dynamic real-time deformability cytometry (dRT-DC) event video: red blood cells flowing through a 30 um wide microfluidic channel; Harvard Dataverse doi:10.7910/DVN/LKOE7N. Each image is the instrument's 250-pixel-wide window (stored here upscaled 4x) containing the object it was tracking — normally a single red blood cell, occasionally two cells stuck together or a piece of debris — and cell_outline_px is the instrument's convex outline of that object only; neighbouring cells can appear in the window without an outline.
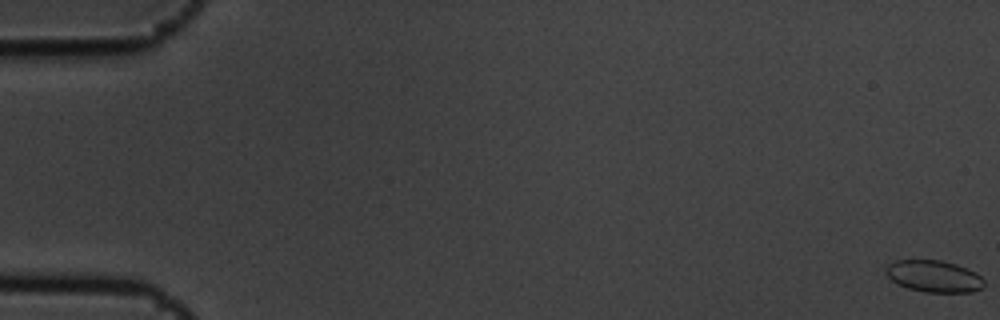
{"species": "common noctule bat (a hibernating species)", "species_latin": "Nyctalus noctula", "temperature_condition": "cold", "stored_images_in_passage": 6, "camera_frame_rate_fps": 3000, "um_per_image_px": 0.085, "animal": {"sex": "male", "body_mass_g": 19.5, "forearm_length_mm": 54.6}, "frame": {"image": 1, "passage_image": 1, "time_ms": 0.0, "image_size_px": [1000, 320], "cell_outline_px": [[984, 284], [980, 288], [972, 292], [924, 292], [908, 288], [896, 284], [884, 272], [884, 268], [888, 264], [896, 260], [940, 260], [956, 264], [976, 272], [984, 280]], "centroid_in_image_um": [79.35, 23.48], "position_along_channel_um": 5.7, "area_um2": 18.26}}
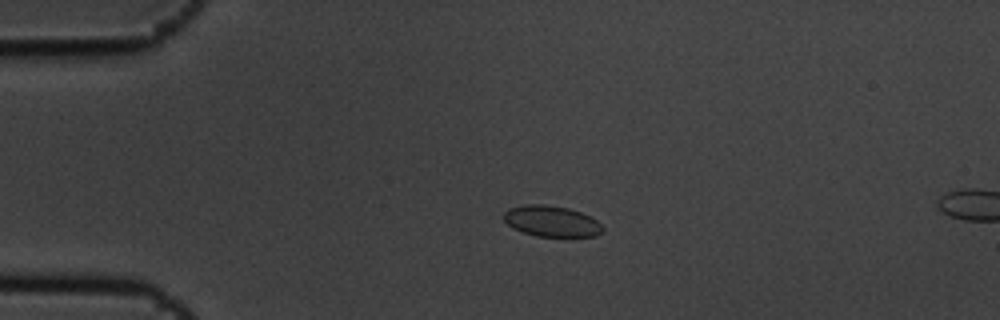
{"frame": {"image": 2, "passage_image": 5, "time_ms": 1.333, "image_size_px": [1000, 320], "cell_outline_px": [[604, 228], [596, 236], [572, 240], [536, 236], [512, 228], [500, 216], [508, 208], [528, 204], [544, 204], [568, 208], [592, 216]], "centroid_in_image_um": [46.91, 18.85], "position_along_channel_um": 38.1, "area_um2": 18.73}}